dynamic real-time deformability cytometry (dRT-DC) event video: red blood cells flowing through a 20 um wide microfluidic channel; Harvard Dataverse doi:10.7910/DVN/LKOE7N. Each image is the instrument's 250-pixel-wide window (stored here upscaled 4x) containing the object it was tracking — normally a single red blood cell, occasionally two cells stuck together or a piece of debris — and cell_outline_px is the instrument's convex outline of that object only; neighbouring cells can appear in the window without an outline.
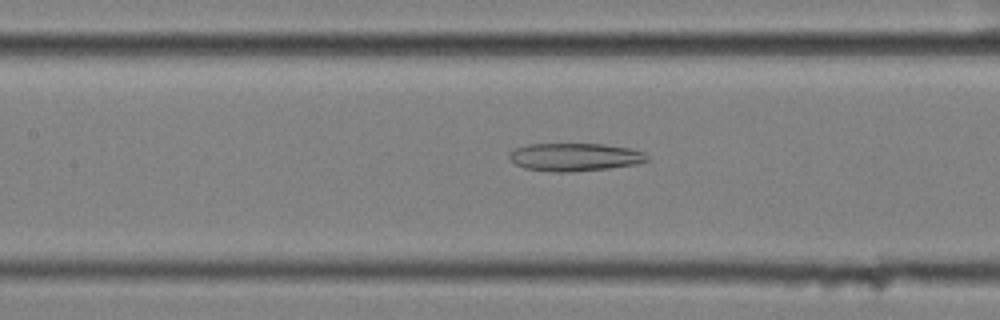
{"species": "common noctule bat (a hibernating species)", "species_latin": "Nyctalus noctula", "temperature_condition": "cold", "stored_images_in_passage": 58, "camera_frame_rate_fps": 3000, "um_per_image_px": 0.085, "animal": {"sex": "female", "body_mass_g": 25.1}, "frame": {"image": 1, "passage_image": 26, "time_ms": 8.333, "image_size_px": [1000, 320], "cell_outline_px": [[648, 160], [636, 164], [608, 168], [568, 172], [556, 172], [524, 168], [516, 164], [508, 156], [508, 152], [516, 148], [528, 144], [604, 144], [628, 148], [644, 152], [648, 156]], "centroid_in_image_um": [48.84, 13.34], "position_along_channel_um": 158.6, "area_um2": 22.31}}
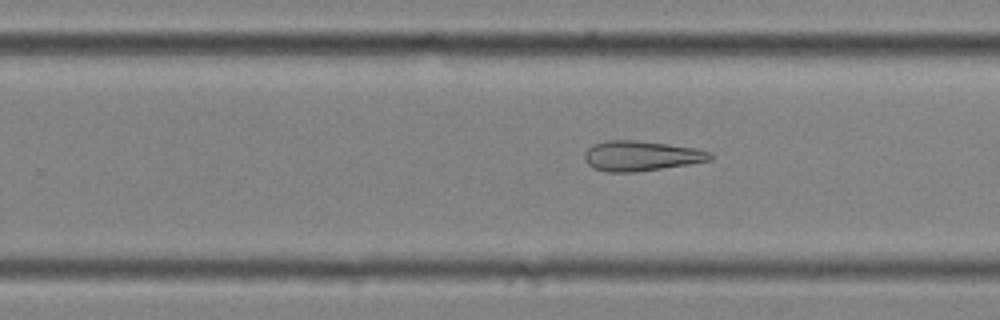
{"frame": {"image": 2, "passage_image": 36, "time_ms": 11.667, "image_size_px": [1000, 320], "cell_outline_px": [[716, 156], [712, 160], [688, 164], [636, 172], [608, 172], [592, 168], [584, 160], [584, 152], [592, 144], [608, 140], [632, 140], [668, 144], [696, 148], [712, 152]], "centroid_in_image_um": [54.5, 13.25], "position_along_channel_um": 275.3, "area_um2": 22.2}}
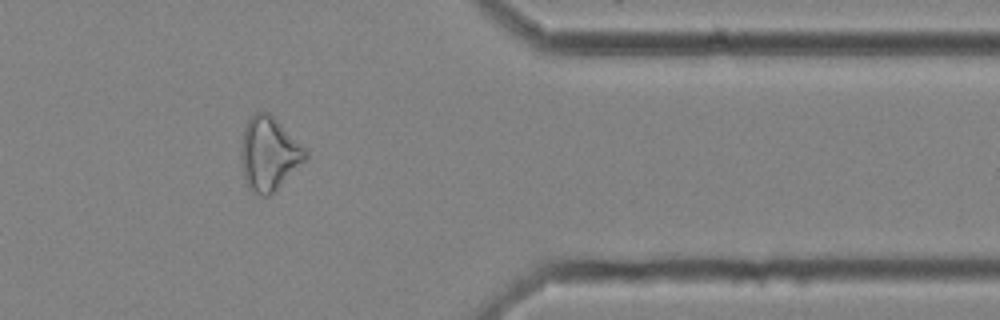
{"frame": {"image": 3, "passage_image": 47, "time_ms": 15.333, "image_size_px": [1000, 320], "cell_outline_px": [[308, 156], [276, 192], [268, 196], [264, 196], [256, 192], [244, 184], [240, 156], [240, 148], [244, 128], [248, 120], [256, 112], [268, 112], [308, 152]], "centroid_in_image_um": [22.82, 13.11], "position_along_channel_um": 388.6, "area_um2": 27.4}}